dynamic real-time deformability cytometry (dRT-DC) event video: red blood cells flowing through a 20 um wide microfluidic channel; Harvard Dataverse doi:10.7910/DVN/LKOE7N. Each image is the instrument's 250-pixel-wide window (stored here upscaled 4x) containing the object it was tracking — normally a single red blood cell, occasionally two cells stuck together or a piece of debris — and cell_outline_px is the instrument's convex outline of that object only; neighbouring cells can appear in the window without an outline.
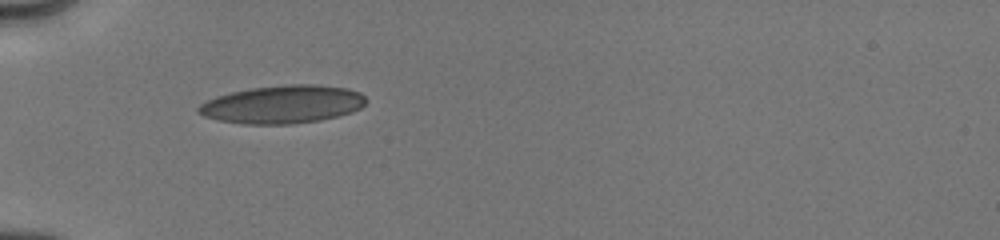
{"species": "human", "species_latin": "Homo sapiens", "temperature_condition": "cold", "stored_images_in_passage": 25, "camera_frame_rate_fps": 3000, "um_per_image_px": 0.085, "donor": {"sex": "male"}, "frame": {"image": 1, "passage_image": 1, "time_ms": 0.0, "image_size_px": [1000, 240], "cell_outline_px": [[368, 100], [360, 108], [352, 112], [320, 120], [292, 124], [244, 124], [216, 120], [204, 116], [196, 112], [196, 108], [200, 104], [216, 96], [232, 92], [252, 88], [288, 84], [316, 84], [348, 88], [360, 92]], "centroid_in_image_um": [24.02, 8.87], "position_along_channel_um": 61.0, "area_um2": 37.28}}
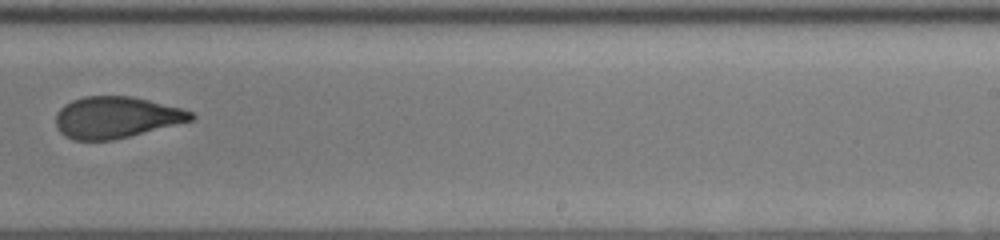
{"frame": {"image": 2, "passage_image": 10, "time_ms": 5.667, "image_size_px": [1000, 240], "cell_outline_px": [[196, 116], [192, 120], [112, 140], [72, 140], [64, 136], [56, 128], [56, 112], [64, 104], [72, 100], [84, 96], [132, 96], [196, 112]], "centroid_in_image_um": [9.83, 9.97], "position_along_channel_um": 279.2, "area_um2": 32.6}}
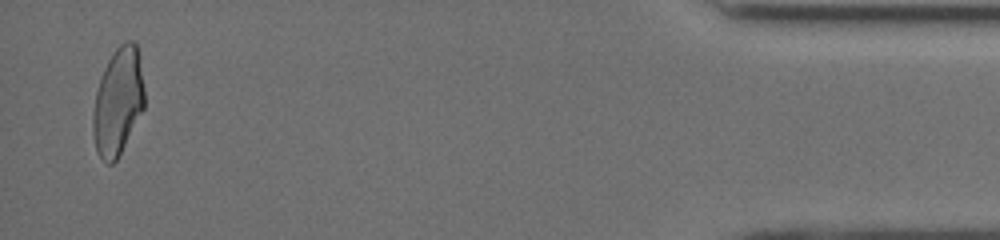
{"frame": {"image": 3, "passage_image": 23, "time_ms": 11.0, "image_size_px": [1000, 240], "cell_outline_px": [[144, 108], [116, 160], [112, 164], [108, 164], [96, 152], [92, 132], [92, 116], [96, 92], [104, 68], [108, 60], [116, 48], [124, 40], [132, 40], [136, 44], [144, 88]], "centroid_in_image_um": [10.01, 8.64], "position_along_channel_um": 425.2, "area_um2": 31.85}, "authors_computed_cell_mechanics": {"area_um2": 33.0038, "velocity_mm_per_s": 4.034, "shape_relaxation_time_tau1_ms": 5.4959, "shape_relaxation_time_tau2_ms": 1.4743, "deformation_change_tau1": 0.1579, "deformation_change_tau2": 0.0724}}